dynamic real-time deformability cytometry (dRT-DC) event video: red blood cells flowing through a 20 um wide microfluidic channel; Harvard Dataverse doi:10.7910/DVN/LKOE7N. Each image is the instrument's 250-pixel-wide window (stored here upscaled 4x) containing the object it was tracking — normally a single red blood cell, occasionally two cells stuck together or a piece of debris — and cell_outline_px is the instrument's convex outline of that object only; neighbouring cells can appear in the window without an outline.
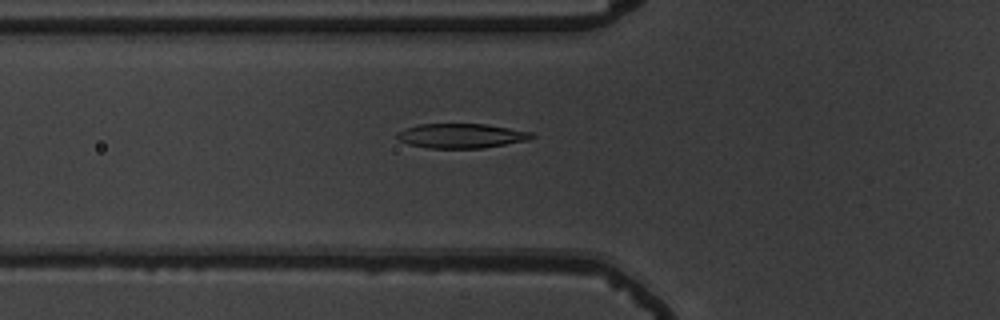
{"species": "common noctule bat (a hibernating species)", "species_latin": "Nyctalus noctula", "temperature_condition": "warm", "stored_images_in_passage": 56, "camera_frame_rate_fps": 3000, "um_per_image_px": 0.085, "animal": {"sex": "male", "body_mass_g": 19.5, "forearm_length_mm": 54.6}, "frame": {"image": 1, "passage_image": 21, "time_ms": 6.667, "image_size_px": [1000, 320], "cell_outline_px": [[536, 136], [528, 140], [480, 148], [428, 148], [408, 144], [400, 140], [396, 136], [396, 132], [404, 128], [416, 124], [484, 124], [532, 132]], "centroid_in_image_um": [39.16, 11.54], "position_along_channel_um": 86.6, "area_um2": 19.19}}
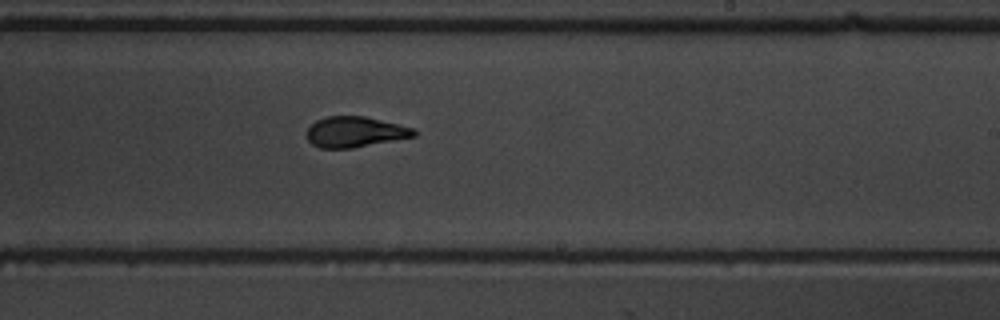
{"frame": {"image": 2, "passage_image": 35, "time_ms": 11.333, "image_size_px": [1000, 320], "cell_outline_px": [[416, 136], [352, 148], [320, 148], [312, 144], [308, 140], [308, 128], [316, 120], [328, 116], [364, 116], [416, 128]], "centroid_in_image_um": [30.2, 11.21], "position_along_channel_um": 258.8, "area_um2": 19.02}}
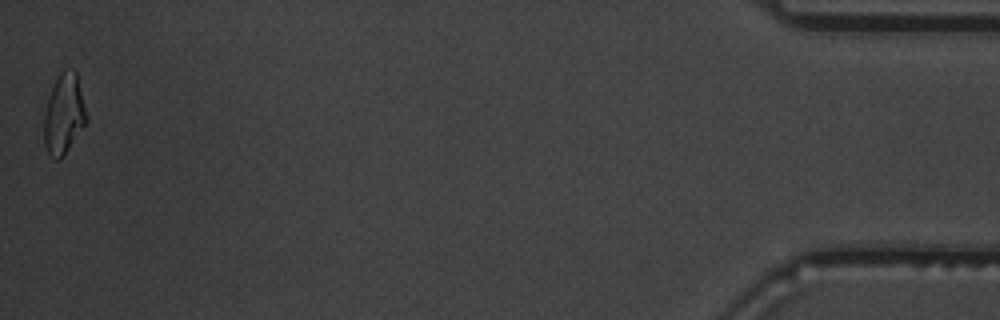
{"frame": {"image": 3, "passage_image": 56, "time_ms": 18.333, "image_size_px": [1000, 320], "cell_outline_px": [[88, 120], [64, 156], [60, 160], [56, 160], [48, 152], [44, 144], [44, 112], [56, 68], [64, 68], [76, 72]], "centroid_in_image_um": [5.4, 9.63], "position_along_channel_um": 429.8, "area_um2": 20.29}, "authors_computed_cell_mechanics": {"area_um2": 19.5942, "velocity_mm_per_s": 3.6838, "shape_relaxation_time_tau1_ms": 4.2901, "shape_relaxation_time_tau2_ms": 2.05, "deformation_change_tau1": 0.1913, "deformation_change_tau2": 0.0531}}